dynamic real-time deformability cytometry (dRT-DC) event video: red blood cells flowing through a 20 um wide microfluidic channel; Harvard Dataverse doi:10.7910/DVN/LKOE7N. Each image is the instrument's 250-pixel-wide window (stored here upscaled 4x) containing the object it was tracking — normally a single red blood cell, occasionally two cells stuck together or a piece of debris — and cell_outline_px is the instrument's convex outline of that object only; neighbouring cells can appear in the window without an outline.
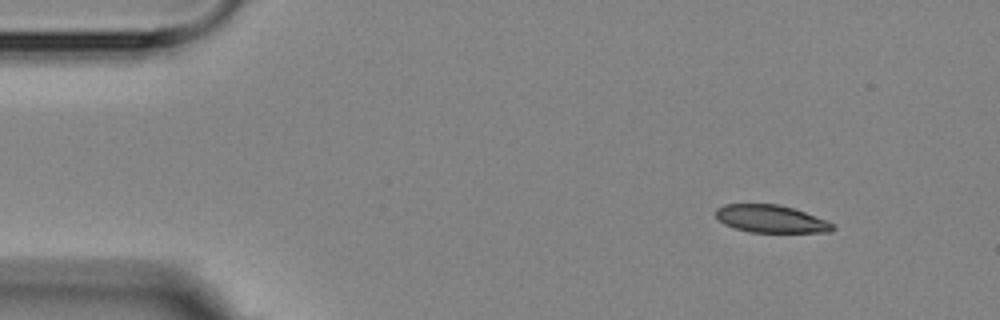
{"species": "Egyptian fruit bat (a non-hibernating species)", "species_latin": "Rousettus aegyptiacus", "temperature_condition": "room temperature", "stored_images_in_passage": 4, "segment_of_instrument_passage": [1, 2], "camera_frame_rate_fps": 3000, "um_per_image_px": 0.085, "animal": {"sex": "female"}, "frame": {"image": 1, "passage_image": 1, "time_ms": 0.0, "image_size_px": [1000, 320], "cell_outline_px": [[836, 228], [828, 232], [748, 232], [724, 224], [716, 216], [716, 208], [724, 204], [776, 204], [792, 208], [828, 220], [836, 224]], "centroid_in_image_um": [65.56, 18.61], "position_along_channel_um": 19.4, "area_um2": 18.79}}
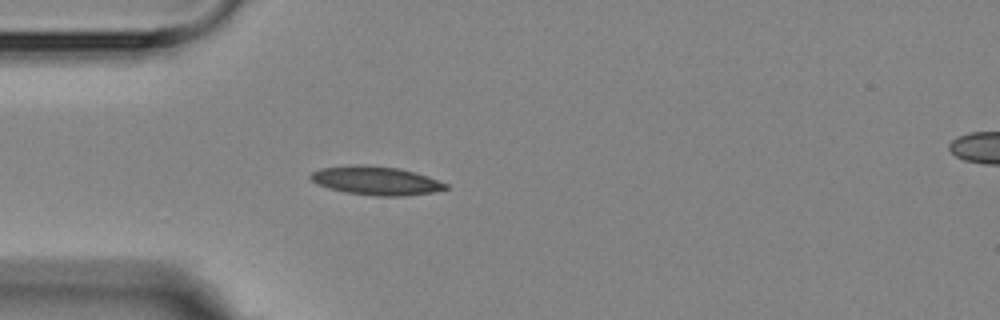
{"frame": {"image": 2, "passage_image": 3, "time_ms": 3.0, "image_size_px": [1000, 320], "cell_outline_px": [[448, 188], [432, 192], [404, 196], [376, 196], [344, 192], [328, 188], [316, 184], [308, 176], [312, 172], [320, 168], [348, 164], [364, 164], [400, 168], [416, 172], [428, 176], [448, 184]], "centroid_in_image_um": [31.92, 15.34], "position_along_channel_um": 53.1, "area_um2": 22.89}}